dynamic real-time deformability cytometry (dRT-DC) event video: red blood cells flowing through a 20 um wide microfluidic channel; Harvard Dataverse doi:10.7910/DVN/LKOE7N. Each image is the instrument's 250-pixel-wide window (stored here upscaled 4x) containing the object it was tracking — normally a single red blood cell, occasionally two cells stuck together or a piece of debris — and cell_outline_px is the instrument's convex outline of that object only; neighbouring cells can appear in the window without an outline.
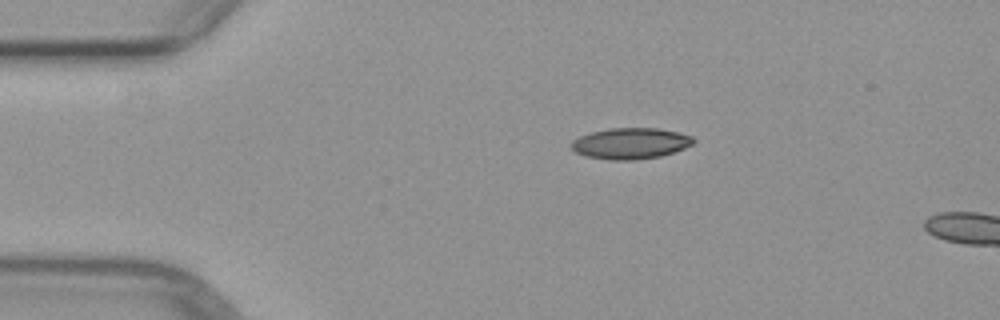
{"species": "common noctule bat (a hibernating species)", "species_latin": "Nyctalus noctula", "temperature_condition": "warm", "stored_images_in_passage": 2, "camera_frame_rate_fps": 3000, "um_per_image_px": 0.085, "animal": {"sex": "female", "body_mass_g": 29.2, "forearm_length_mm": 56.3}, "frame": {"image": 1, "passage_image": 1, "time_ms": 0.0, "image_size_px": [1000, 320], "cell_outline_px": [[696, 140], [692, 144], [684, 148], [660, 156], [636, 160], [612, 160], [584, 156], [576, 152], [568, 144], [572, 140], [580, 136], [592, 132], [608, 128], [656, 128], [680, 132], [692, 136]], "centroid_in_image_um": [53.58, 12.19], "position_along_channel_um": 31.4, "area_um2": 22.2}}